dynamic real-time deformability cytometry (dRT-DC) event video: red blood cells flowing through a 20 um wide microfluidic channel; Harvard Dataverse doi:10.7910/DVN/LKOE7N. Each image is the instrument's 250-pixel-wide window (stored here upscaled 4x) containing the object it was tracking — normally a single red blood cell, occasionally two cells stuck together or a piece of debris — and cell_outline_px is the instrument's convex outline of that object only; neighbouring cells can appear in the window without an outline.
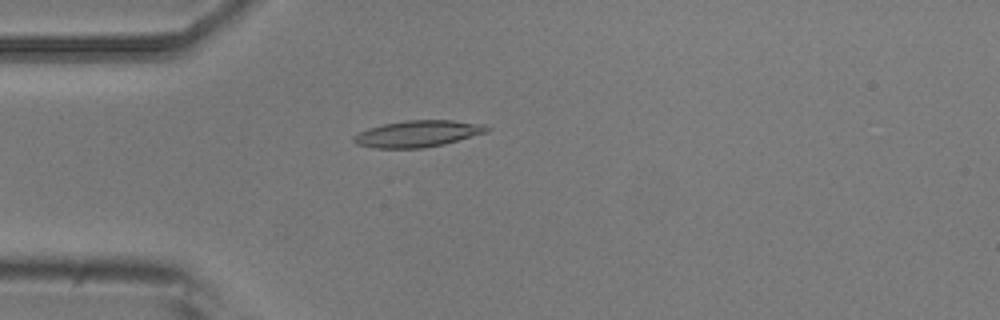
{"species": "common noctule bat (a hibernating species)", "species_latin": "Nyctalus noctula", "temperature_condition": "room temperature", "stored_images_in_passage": 53, "camera_frame_rate_fps": 3000, "um_per_image_px": 0.085, "animal": {"sex": "male", "body_mass_g": 20.5, "forearm_length_mm": 52.5}, "frame": {"image": 1, "passage_image": 14, "time_ms": 4.333, "image_size_px": [1000, 320], "cell_outline_px": [[492, 128], [488, 132], [444, 144], [424, 148], [372, 148], [356, 144], [352, 140], [352, 136], [368, 128], [384, 124], [404, 120], [452, 120], [484, 124]], "centroid_in_image_um": [35.52, 11.36], "position_along_channel_um": 49.5, "area_um2": 20.75}}
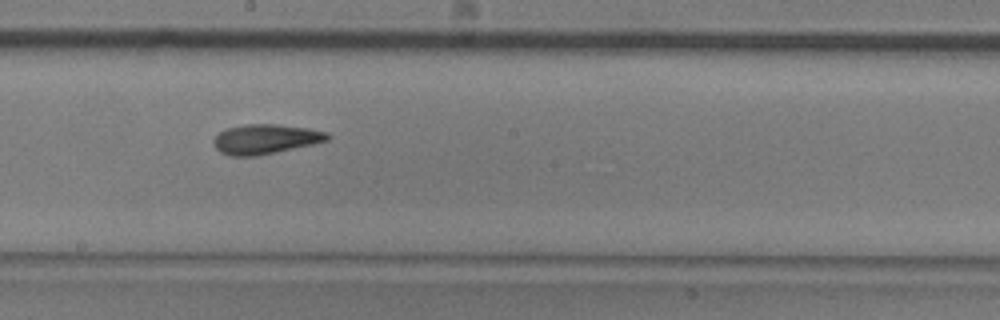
{"frame": {"image": 2, "passage_image": 29, "time_ms": 9.333, "image_size_px": [1000, 320], "cell_outline_px": [[332, 136], [328, 140], [312, 144], [276, 152], [256, 156], [228, 156], [220, 152], [216, 148], [212, 140], [220, 132], [228, 128], [248, 124], [276, 124], [308, 128], [328, 132]], "centroid_in_image_um": [22.57, 11.82], "position_along_channel_um": 225.6, "area_um2": 19.65}}
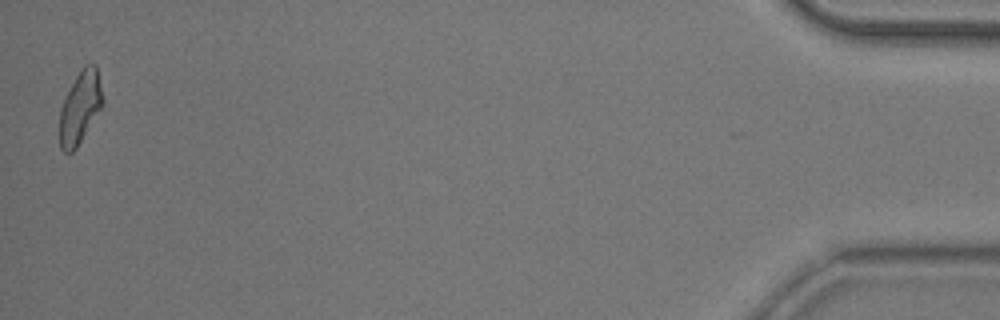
{"frame": {"image": 3, "passage_image": 53, "time_ms": 17.333, "image_size_px": [1000, 320], "cell_outline_px": [[104, 104], [76, 148], [72, 152], [64, 152], [60, 148], [60, 108], [76, 76], [84, 64], [96, 64], [104, 100]], "centroid_in_image_um": [6.83, 9.12], "position_along_channel_um": 428.4, "area_um2": 17.98}, "authors_computed_cell_mechanics": {"area_um2": 19.2474, "velocity_mm_per_s": 3.7091, "shape_relaxation_time_tau1_ms": 6.7323, "shape_relaxation_time_tau2_ms": 3.7484, "deformation_change_tau1": 0.1714, "deformation_change_tau2": 0.1213}}